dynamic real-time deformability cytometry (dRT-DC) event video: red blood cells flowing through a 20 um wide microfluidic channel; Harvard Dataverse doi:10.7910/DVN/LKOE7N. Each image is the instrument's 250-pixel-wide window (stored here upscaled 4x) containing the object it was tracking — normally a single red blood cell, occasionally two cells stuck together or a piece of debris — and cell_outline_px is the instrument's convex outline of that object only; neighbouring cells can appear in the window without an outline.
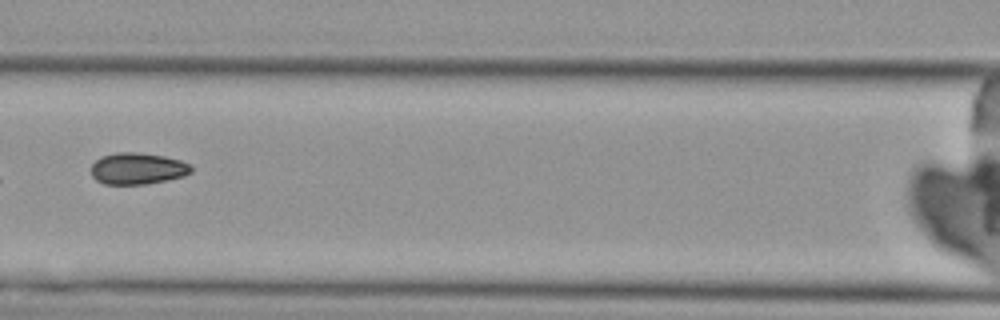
{"species": "Egyptian fruit bat (a non-hibernating species)", "species_latin": "Rousettus aegyptiacus", "temperature_condition": "cold", "stored_images_in_passage": 8, "camera_frame_rate_fps": 3000, "um_per_image_px": 0.085, "animal": {"sex": "female"}, "frame": {"image": 1, "passage_image": 8, "time_ms": 8.333, "image_size_px": [1000, 320], "cell_outline_px": [[192, 172], [184, 176], [168, 180], [144, 184], [104, 184], [96, 180], [92, 176], [92, 164], [100, 156], [116, 152], [136, 152], [164, 156], [180, 160], [192, 164]], "centroid_in_image_um": [11.71, 14.32], "position_along_channel_um": 154.9, "area_um2": 18.55}}